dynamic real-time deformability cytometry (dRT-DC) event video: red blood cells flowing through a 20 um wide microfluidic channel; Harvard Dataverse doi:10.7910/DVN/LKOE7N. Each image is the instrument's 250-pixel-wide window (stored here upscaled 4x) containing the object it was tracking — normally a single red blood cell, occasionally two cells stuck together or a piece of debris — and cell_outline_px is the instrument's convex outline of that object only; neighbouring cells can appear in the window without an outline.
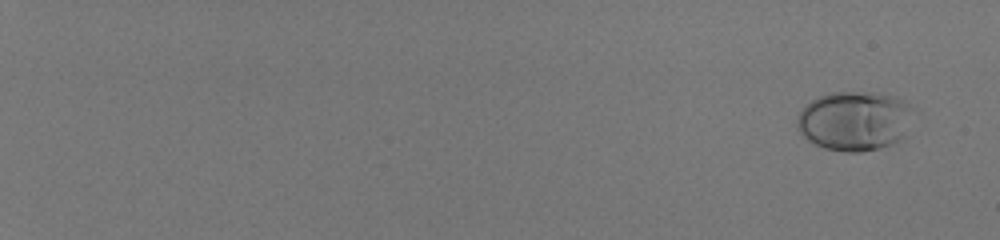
{"species": "human", "species_latin": "Homo sapiens", "temperature_condition": "room temperature", "stored_images_in_passage": 55, "camera_frame_rate_fps": 3000, "um_per_image_px": 0.085, "donor": {"sex": "male"}, "frame": {"image": 1, "passage_image": 1, "time_ms": 0.0, "image_size_px": [1000, 240], "cell_outline_px": [[920, 112], [904, 136], [900, 140], [892, 144], [880, 148], [860, 152], [844, 152], [824, 148], [808, 140], [796, 128], [796, 120], [800, 112], [816, 96], [828, 92], [872, 92], [896, 96], [904, 100], [916, 108]], "centroid_in_image_um": [72.74, 10.26], "position_along_channel_um": 12.3, "area_um2": 41.44}}
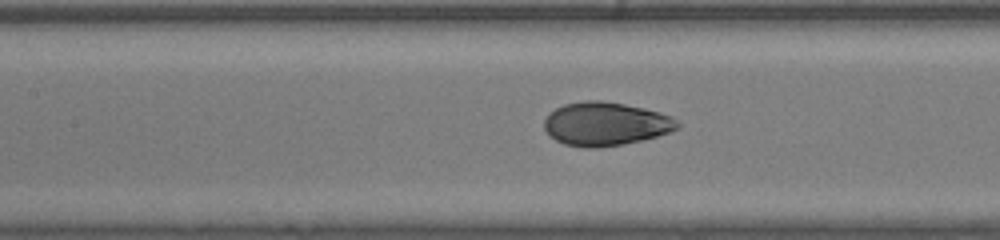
{"frame": {"image": 2, "passage_image": 31, "time_ms": 10.0, "image_size_px": [1000, 240], "cell_outline_px": [[680, 128], [656, 136], [640, 140], [620, 144], [596, 148], [584, 148], [564, 144], [548, 136], [544, 128], [544, 120], [556, 108], [564, 104], [584, 100], [600, 100], [624, 104], [644, 108], [660, 112], [672, 116], [680, 124]], "centroid_in_image_um": [51.46, 10.53], "position_along_channel_um": 155.9, "area_um2": 33.76}}
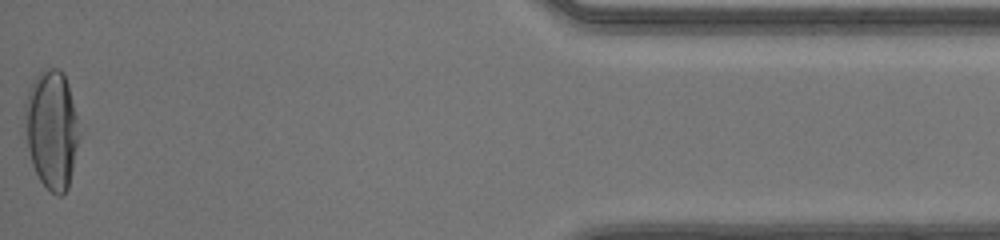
{"frame": {"image": 3, "passage_image": 55, "time_ms": 18.0, "image_size_px": [1000, 240], "cell_outline_px": [[80, 136], [68, 188], [60, 196], [56, 196], [40, 180], [32, 164], [28, 148], [24, 116], [24, 104], [28, 92], [36, 76], [44, 68], [60, 68], [64, 72], [68, 84], [76, 116]], "centroid_in_image_um": [4.39, 10.98], "position_along_channel_um": 430.8, "area_um2": 37.4}, "authors_computed_cell_mechanics": {"area_um2": 34.102, "velocity_mm_per_s": 4.109, "shape_relaxation_time_tau1_ms": 3.1421, "shape_relaxation_time_tau2_ms": null, "deformation_change_tau1": 0.1852, "deformation_change_tau2": null}}